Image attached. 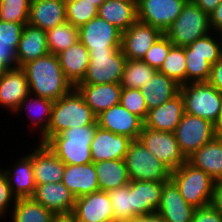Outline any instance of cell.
<instances>
[{"instance_id":"1","label":"cell","mask_w":222,"mask_h":222,"mask_svg":"<svg viewBox=\"0 0 222 222\" xmlns=\"http://www.w3.org/2000/svg\"><path fill=\"white\" fill-rule=\"evenodd\" d=\"M22 69L32 95L57 101L74 88L65 78L58 56L52 53L28 62Z\"/></svg>"},{"instance_id":"2","label":"cell","mask_w":222,"mask_h":222,"mask_svg":"<svg viewBox=\"0 0 222 222\" xmlns=\"http://www.w3.org/2000/svg\"><path fill=\"white\" fill-rule=\"evenodd\" d=\"M96 122V115L74 87L68 94L54 101L48 130L38 139L45 144L52 136L68 128L87 126Z\"/></svg>"},{"instance_id":"3","label":"cell","mask_w":222,"mask_h":222,"mask_svg":"<svg viewBox=\"0 0 222 222\" xmlns=\"http://www.w3.org/2000/svg\"><path fill=\"white\" fill-rule=\"evenodd\" d=\"M97 121L87 126H77L52 136L45 144L66 165L92 163L90 144L97 128Z\"/></svg>"},{"instance_id":"4","label":"cell","mask_w":222,"mask_h":222,"mask_svg":"<svg viewBox=\"0 0 222 222\" xmlns=\"http://www.w3.org/2000/svg\"><path fill=\"white\" fill-rule=\"evenodd\" d=\"M170 179L189 205L201 208L211 204L216 182L203 170L186 161L179 168L171 171Z\"/></svg>"},{"instance_id":"5","label":"cell","mask_w":222,"mask_h":222,"mask_svg":"<svg viewBox=\"0 0 222 222\" xmlns=\"http://www.w3.org/2000/svg\"><path fill=\"white\" fill-rule=\"evenodd\" d=\"M211 32L209 15L192 0H187L181 14L164 35L173 45L185 47Z\"/></svg>"},{"instance_id":"6","label":"cell","mask_w":222,"mask_h":222,"mask_svg":"<svg viewBox=\"0 0 222 222\" xmlns=\"http://www.w3.org/2000/svg\"><path fill=\"white\" fill-rule=\"evenodd\" d=\"M184 101V113H188L213 124L218 121L222 109V93L207 82L187 83L179 90Z\"/></svg>"},{"instance_id":"7","label":"cell","mask_w":222,"mask_h":222,"mask_svg":"<svg viewBox=\"0 0 222 222\" xmlns=\"http://www.w3.org/2000/svg\"><path fill=\"white\" fill-rule=\"evenodd\" d=\"M124 161L131 181L167 182L170 180L171 170L139 139L130 142Z\"/></svg>"},{"instance_id":"8","label":"cell","mask_w":222,"mask_h":222,"mask_svg":"<svg viewBox=\"0 0 222 222\" xmlns=\"http://www.w3.org/2000/svg\"><path fill=\"white\" fill-rule=\"evenodd\" d=\"M90 62L79 84L121 83L127 58L118 50L89 51Z\"/></svg>"},{"instance_id":"9","label":"cell","mask_w":222,"mask_h":222,"mask_svg":"<svg viewBox=\"0 0 222 222\" xmlns=\"http://www.w3.org/2000/svg\"><path fill=\"white\" fill-rule=\"evenodd\" d=\"M174 134L186 158L216 137L212 122L188 113L183 114Z\"/></svg>"},{"instance_id":"10","label":"cell","mask_w":222,"mask_h":222,"mask_svg":"<svg viewBox=\"0 0 222 222\" xmlns=\"http://www.w3.org/2000/svg\"><path fill=\"white\" fill-rule=\"evenodd\" d=\"M139 141L171 171L187 161L178 146L174 133L156 131L143 126Z\"/></svg>"},{"instance_id":"11","label":"cell","mask_w":222,"mask_h":222,"mask_svg":"<svg viewBox=\"0 0 222 222\" xmlns=\"http://www.w3.org/2000/svg\"><path fill=\"white\" fill-rule=\"evenodd\" d=\"M122 31L99 16L79 27V40L89 51L118 50Z\"/></svg>"},{"instance_id":"12","label":"cell","mask_w":222,"mask_h":222,"mask_svg":"<svg viewBox=\"0 0 222 222\" xmlns=\"http://www.w3.org/2000/svg\"><path fill=\"white\" fill-rule=\"evenodd\" d=\"M187 0H137L138 20L163 33L181 14Z\"/></svg>"},{"instance_id":"13","label":"cell","mask_w":222,"mask_h":222,"mask_svg":"<svg viewBox=\"0 0 222 222\" xmlns=\"http://www.w3.org/2000/svg\"><path fill=\"white\" fill-rule=\"evenodd\" d=\"M70 218L73 222H114L108 192L99 190L76 198Z\"/></svg>"},{"instance_id":"14","label":"cell","mask_w":222,"mask_h":222,"mask_svg":"<svg viewBox=\"0 0 222 222\" xmlns=\"http://www.w3.org/2000/svg\"><path fill=\"white\" fill-rule=\"evenodd\" d=\"M163 34L160 29L137 20L122 32L121 50L127 59L142 60Z\"/></svg>"},{"instance_id":"15","label":"cell","mask_w":222,"mask_h":222,"mask_svg":"<svg viewBox=\"0 0 222 222\" xmlns=\"http://www.w3.org/2000/svg\"><path fill=\"white\" fill-rule=\"evenodd\" d=\"M97 126L114 134L125 135L132 140L139 139L144 121L129 112L121 104L110 107L96 116Z\"/></svg>"},{"instance_id":"16","label":"cell","mask_w":222,"mask_h":222,"mask_svg":"<svg viewBox=\"0 0 222 222\" xmlns=\"http://www.w3.org/2000/svg\"><path fill=\"white\" fill-rule=\"evenodd\" d=\"M32 198L57 217H70L76 202V197L62 182L36 185Z\"/></svg>"},{"instance_id":"17","label":"cell","mask_w":222,"mask_h":222,"mask_svg":"<svg viewBox=\"0 0 222 222\" xmlns=\"http://www.w3.org/2000/svg\"><path fill=\"white\" fill-rule=\"evenodd\" d=\"M37 145V146H35ZM32 146V167L35 184L58 183L62 181L65 163L60 160L46 144Z\"/></svg>"},{"instance_id":"18","label":"cell","mask_w":222,"mask_h":222,"mask_svg":"<svg viewBox=\"0 0 222 222\" xmlns=\"http://www.w3.org/2000/svg\"><path fill=\"white\" fill-rule=\"evenodd\" d=\"M28 150L29 153L27 155L23 153V157H18L14 165H9L8 168L0 166L8 179L11 192L16 198L32 197L36 189L32 167V149Z\"/></svg>"},{"instance_id":"19","label":"cell","mask_w":222,"mask_h":222,"mask_svg":"<svg viewBox=\"0 0 222 222\" xmlns=\"http://www.w3.org/2000/svg\"><path fill=\"white\" fill-rule=\"evenodd\" d=\"M195 208L181 196L176 184L170 179L164 183L157 213L165 222H192Z\"/></svg>"},{"instance_id":"20","label":"cell","mask_w":222,"mask_h":222,"mask_svg":"<svg viewBox=\"0 0 222 222\" xmlns=\"http://www.w3.org/2000/svg\"><path fill=\"white\" fill-rule=\"evenodd\" d=\"M29 94L27 76L22 68L7 70L1 77L0 108H6L8 114H14Z\"/></svg>"},{"instance_id":"21","label":"cell","mask_w":222,"mask_h":222,"mask_svg":"<svg viewBox=\"0 0 222 222\" xmlns=\"http://www.w3.org/2000/svg\"><path fill=\"white\" fill-rule=\"evenodd\" d=\"M131 141L132 139L125 135L97 127L90 144L92 162L124 159Z\"/></svg>"},{"instance_id":"22","label":"cell","mask_w":222,"mask_h":222,"mask_svg":"<svg viewBox=\"0 0 222 222\" xmlns=\"http://www.w3.org/2000/svg\"><path fill=\"white\" fill-rule=\"evenodd\" d=\"M184 114V101L180 92L161 104L157 108L150 109L144 126L156 130L174 133Z\"/></svg>"},{"instance_id":"23","label":"cell","mask_w":222,"mask_h":222,"mask_svg":"<svg viewBox=\"0 0 222 222\" xmlns=\"http://www.w3.org/2000/svg\"><path fill=\"white\" fill-rule=\"evenodd\" d=\"M75 88L84 97L85 103L96 116L110 107L120 104L121 83L78 84Z\"/></svg>"},{"instance_id":"24","label":"cell","mask_w":222,"mask_h":222,"mask_svg":"<svg viewBox=\"0 0 222 222\" xmlns=\"http://www.w3.org/2000/svg\"><path fill=\"white\" fill-rule=\"evenodd\" d=\"M53 104L54 101L50 99L29 94L23 99L13 115L18 114L19 117H22L19 113L23 114L25 112L24 115L28 113L24 118L25 122L27 119L30 121L28 123L29 127L31 126L30 131L35 129V134L33 135H38L37 139H39L48 130Z\"/></svg>"},{"instance_id":"25","label":"cell","mask_w":222,"mask_h":222,"mask_svg":"<svg viewBox=\"0 0 222 222\" xmlns=\"http://www.w3.org/2000/svg\"><path fill=\"white\" fill-rule=\"evenodd\" d=\"M76 197L99 191L94 163L66 165L61 181Z\"/></svg>"},{"instance_id":"26","label":"cell","mask_w":222,"mask_h":222,"mask_svg":"<svg viewBox=\"0 0 222 222\" xmlns=\"http://www.w3.org/2000/svg\"><path fill=\"white\" fill-rule=\"evenodd\" d=\"M66 22V5L62 0H40L30 3L28 24L44 31Z\"/></svg>"},{"instance_id":"27","label":"cell","mask_w":222,"mask_h":222,"mask_svg":"<svg viewBox=\"0 0 222 222\" xmlns=\"http://www.w3.org/2000/svg\"><path fill=\"white\" fill-rule=\"evenodd\" d=\"M46 38V31L41 28L29 24L24 25L16 51L19 68L50 53Z\"/></svg>"},{"instance_id":"28","label":"cell","mask_w":222,"mask_h":222,"mask_svg":"<svg viewBox=\"0 0 222 222\" xmlns=\"http://www.w3.org/2000/svg\"><path fill=\"white\" fill-rule=\"evenodd\" d=\"M57 56L65 78L76 87L86 74L90 62L89 50L79 40Z\"/></svg>"},{"instance_id":"29","label":"cell","mask_w":222,"mask_h":222,"mask_svg":"<svg viewBox=\"0 0 222 222\" xmlns=\"http://www.w3.org/2000/svg\"><path fill=\"white\" fill-rule=\"evenodd\" d=\"M187 161L203 170L215 182L222 181V138L215 137L188 157Z\"/></svg>"},{"instance_id":"30","label":"cell","mask_w":222,"mask_h":222,"mask_svg":"<svg viewBox=\"0 0 222 222\" xmlns=\"http://www.w3.org/2000/svg\"><path fill=\"white\" fill-rule=\"evenodd\" d=\"M98 16L124 32L137 20V1L106 0L98 8Z\"/></svg>"},{"instance_id":"31","label":"cell","mask_w":222,"mask_h":222,"mask_svg":"<svg viewBox=\"0 0 222 222\" xmlns=\"http://www.w3.org/2000/svg\"><path fill=\"white\" fill-rule=\"evenodd\" d=\"M165 182L133 181V217L155 213Z\"/></svg>"},{"instance_id":"32","label":"cell","mask_w":222,"mask_h":222,"mask_svg":"<svg viewBox=\"0 0 222 222\" xmlns=\"http://www.w3.org/2000/svg\"><path fill=\"white\" fill-rule=\"evenodd\" d=\"M140 90L144 95L147 108L150 110L176 96L179 93L180 85L157 70Z\"/></svg>"},{"instance_id":"33","label":"cell","mask_w":222,"mask_h":222,"mask_svg":"<svg viewBox=\"0 0 222 222\" xmlns=\"http://www.w3.org/2000/svg\"><path fill=\"white\" fill-rule=\"evenodd\" d=\"M94 167L100 191L108 192L131 182L124 159L99 161Z\"/></svg>"},{"instance_id":"34","label":"cell","mask_w":222,"mask_h":222,"mask_svg":"<svg viewBox=\"0 0 222 222\" xmlns=\"http://www.w3.org/2000/svg\"><path fill=\"white\" fill-rule=\"evenodd\" d=\"M9 217L10 222H55L58 218L32 197L17 198Z\"/></svg>"},{"instance_id":"35","label":"cell","mask_w":222,"mask_h":222,"mask_svg":"<svg viewBox=\"0 0 222 222\" xmlns=\"http://www.w3.org/2000/svg\"><path fill=\"white\" fill-rule=\"evenodd\" d=\"M48 50L58 55L79 41V28L64 22L46 31Z\"/></svg>"},{"instance_id":"36","label":"cell","mask_w":222,"mask_h":222,"mask_svg":"<svg viewBox=\"0 0 222 222\" xmlns=\"http://www.w3.org/2000/svg\"><path fill=\"white\" fill-rule=\"evenodd\" d=\"M156 69L143 60L127 59L121 80L122 88L141 89L151 79Z\"/></svg>"},{"instance_id":"37","label":"cell","mask_w":222,"mask_h":222,"mask_svg":"<svg viewBox=\"0 0 222 222\" xmlns=\"http://www.w3.org/2000/svg\"><path fill=\"white\" fill-rule=\"evenodd\" d=\"M114 212V222L133 217V181L129 184L108 191Z\"/></svg>"},{"instance_id":"38","label":"cell","mask_w":222,"mask_h":222,"mask_svg":"<svg viewBox=\"0 0 222 222\" xmlns=\"http://www.w3.org/2000/svg\"><path fill=\"white\" fill-rule=\"evenodd\" d=\"M158 71L173 79L180 86L186 84L185 47L173 45Z\"/></svg>"},{"instance_id":"39","label":"cell","mask_w":222,"mask_h":222,"mask_svg":"<svg viewBox=\"0 0 222 222\" xmlns=\"http://www.w3.org/2000/svg\"><path fill=\"white\" fill-rule=\"evenodd\" d=\"M186 56V84L207 82L212 65L200 54H191V48L185 46Z\"/></svg>"},{"instance_id":"40","label":"cell","mask_w":222,"mask_h":222,"mask_svg":"<svg viewBox=\"0 0 222 222\" xmlns=\"http://www.w3.org/2000/svg\"><path fill=\"white\" fill-rule=\"evenodd\" d=\"M30 2L28 0H0V20L28 24Z\"/></svg>"},{"instance_id":"41","label":"cell","mask_w":222,"mask_h":222,"mask_svg":"<svg viewBox=\"0 0 222 222\" xmlns=\"http://www.w3.org/2000/svg\"><path fill=\"white\" fill-rule=\"evenodd\" d=\"M96 16H98V8L88 0L66 4V21L73 26L79 28Z\"/></svg>"},{"instance_id":"42","label":"cell","mask_w":222,"mask_h":222,"mask_svg":"<svg viewBox=\"0 0 222 222\" xmlns=\"http://www.w3.org/2000/svg\"><path fill=\"white\" fill-rule=\"evenodd\" d=\"M191 54H200L213 65L222 56V48L215 32H211L201 38H198L190 45Z\"/></svg>"},{"instance_id":"43","label":"cell","mask_w":222,"mask_h":222,"mask_svg":"<svg viewBox=\"0 0 222 222\" xmlns=\"http://www.w3.org/2000/svg\"><path fill=\"white\" fill-rule=\"evenodd\" d=\"M120 104L129 112L140 117L143 121L146 120L149 110L140 89L122 88Z\"/></svg>"},{"instance_id":"44","label":"cell","mask_w":222,"mask_h":222,"mask_svg":"<svg viewBox=\"0 0 222 222\" xmlns=\"http://www.w3.org/2000/svg\"><path fill=\"white\" fill-rule=\"evenodd\" d=\"M172 46L173 43L163 34L146 52L142 60L150 67L159 70Z\"/></svg>"},{"instance_id":"45","label":"cell","mask_w":222,"mask_h":222,"mask_svg":"<svg viewBox=\"0 0 222 222\" xmlns=\"http://www.w3.org/2000/svg\"><path fill=\"white\" fill-rule=\"evenodd\" d=\"M16 199L11 192L5 173L0 168V220H6V216L10 215Z\"/></svg>"},{"instance_id":"46","label":"cell","mask_w":222,"mask_h":222,"mask_svg":"<svg viewBox=\"0 0 222 222\" xmlns=\"http://www.w3.org/2000/svg\"><path fill=\"white\" fill-rule=\"evenodd\" d=\"M20 41H4L0 39V62L8 69L18 68L17 49Z\"/></svg>"},{"instance_id":"47","label":"cell","mask_w":222,"mask_h":222,"mask_svg":"<svg viewBox=\"0 0 222 222\" xmlns=\"http://www.w3.org/2000/svg\"><path fill=\"white\" fill-rule=\"evenodd\" d=\"M23 27L22 23L0 20V39L4 41H20Z\"/></svg>"},{"instance_id":"48","label":"cell","mask_w":222,"mask_h":222,"mask_svg":"<svg viewBox=\"0 0 222 222\" xmlns=\"http://www.w3.org/2000/svg\"><path fill=\"white\" fill-rule=\"evenodd\" d=\"M192 222H222V215L210 204L195 208Z\"/></svg>"},{"instance_id":"49","label":"cell","mask_w":222,"mask_h":222,"mask_svg":"<svg viewBox=\"0 0 222 222\" xmlns=\"http://www.w3.org/2000/svg\"><path fill=\"white\" fill-rule=\"evenodd\" d=\"M208 82L222 93V56L212 65Z\"/></svg>"},{"instance_id":"50","label":"cell","mask_w":222,"mask_h":222,"mask_svg":"<svg viewBox=\"0 0 222 222\" xmlns=\"http://www.w3.org/2000/svg\"><path fill=\"white\" fill-rule=\"evenodd\" d=\"M210 27L213 32H216L222 27V1L216 9L209 15Z\"/></svg>"},{"instance_id":"51","label":"cell","mask_w":222,"mask_h":222,"mask_svg":"<svg viewBox=\"0 0 222 222\" xmlns=\"http://www.w3.org/2000/svg\"><path fill=\"white\" fill-rule=\"evenodd\" d=\"M211 205L222 215V181L215 183Z\"/></svg>"},{"instance_id":"52","label":"cell","mask_w":222,"mask_h":222,"mask_svg":"<svg viewBox=\"0 0 222 222\" xmlns=\"http://www.w3.org/2000/svg\"><path fill=\"white\" fill-rule=\"evenodd\" d=\"M120 222H165L160 214L157 212L148 214L146 216H136Z\"/></svg>"},{"instance_id":"53","label":"cell","mask_w":222,"mask_h":222,"mask_svg":"<svg viewBox=\"0 0 222 222\" xmlns=\"http://www.w3.org/2000/svg\"><path fill=\"white\" fill-rule=\"evenodd\" d=\"M206 14L210 15L222 0H192Z\"/></svg>"},{"instance_id":"54","label":"cell","mask_w":222,"mask_h":222,"mask_svg":"<svg viewBox=\"0 0 222 222\" xmlns=\"http://www.w3.org/2000/svg\"><path fill=\"white\" fill-rule=\"evenodd\" d=\"M214 125H215L216 137L222 138V109H221V114L218 118V121Z\"/></svg>"},{"instance_id":"55","label":"cell","mask_w":222,"mask_h":222,"mask_svg":"<svg viewBox=\"0 0 222 222\" xmlns=\"http://www.w3.org/2000/svg\"><path fill=\"white\" fill-rule=\"evenodd\" d=\"M55 222H73L70 217H58Z\"/></svg>"},{"instance_id":"56","label":"cell","mask_w":222,"mask_h":222,"mask_svg":"<svg viewBox=\"0 0 222 222\" xmlns=\"http://www.w3.org/2000/svg\"><path fill=\"white\" fill-rule=\"evenodd\" d=\"M215 33L219 39V43L221 44V48H222V27H220Z\"/></svg>"},{"instance_id":"57","label":"cell","mask_w":222,"mask_h":222,"mask_svg":"<svg viewBox=\"0 0 222 222\" xmlns=\"http://www.w3.org/2000/svg\"><path fill=\"white\" fill-rule=\"evenodd\" d=\"M91 3H93L97 8H99L103 2H105L106 0H88Z\"/></svg>"},{"instance_id":"58","label":"cell","mask_w":222,"mask_h":222,"mask_svg":"<svg viewBox=\"0 0 222 222\" xmlns=\"http://www.w3.org/2000/svg\"><path fill=\"white\" fill-rule=\"evenodd\" d=\"M8 69L0 62V79Z\"/></svg>"},{"instance_id":"59","label":"cell","mask_w":222,"mask_h":222,"mask_svg":"<svg viewBox=\"0 0 222 222\" xmlns=\"http://www.w3.org/2000/svg\"><path fill=\"white\" fill-rule=\"evenodd\" d=\"M64 3H65V5L66 4H69V3H74V2H76V1H78V0H62Z\"/></svg>"},{"instance_id":"60","label":"cell","mask_w":222,"mask_h":222,"mask_svg":"<svg viewBox=\"0 0 222 222\" xmlns=\"http://www.w3.org/2000/svg\"><path fill=\"white\" fill-rule=\"evenodd\" d=\"M30 3L35 2V1H40V0H28Z\"/></svg>"}]
</instances>
